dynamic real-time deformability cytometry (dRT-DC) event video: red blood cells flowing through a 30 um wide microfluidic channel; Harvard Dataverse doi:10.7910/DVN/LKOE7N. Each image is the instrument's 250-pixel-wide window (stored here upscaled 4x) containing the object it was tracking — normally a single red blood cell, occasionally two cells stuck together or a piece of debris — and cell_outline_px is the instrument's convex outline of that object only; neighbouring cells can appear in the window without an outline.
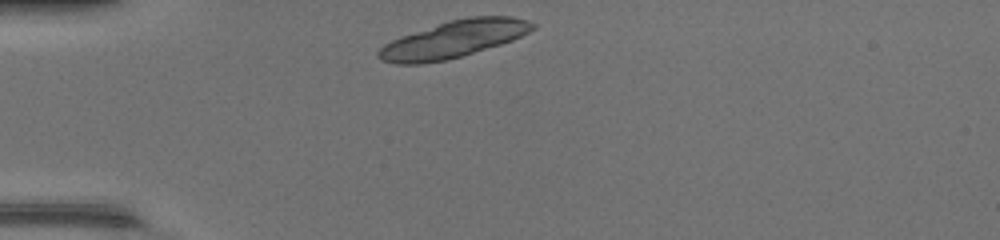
{"species": "common noctule bat (a hibernating species)", "species_latin": "Nyctalus noctula", "temperature_condition": "warm", "stored_images_in_passage": 35, "segment_of_instrument_passage": [1, 2], "camera_frame_rate_fps": 3000, "um_per_image_px": 0.085, "animal": {"sex": "female", "body_mass_g": 17.0, "forearm_length_mm": 48.0}, "frame": {"image": 1, "passage_image": 1, "time_ms": 0.0, "image_size_px": [1000, 240], "cell_outline_px": [[536, 28], [512, 40], [500, 44], [460, 56], [444, 60], [420, 64], [396, 64], [380, 60], [376, 56], [376, 52], [384, 44], [392, 40], [448, 20], [468, 16], [512, 16], [528, 20], [536, 24]], "centroid_in_image_um": [38.55, 3.33], "position_along_channel_um": 46.4, "area_um2": 33.0}}